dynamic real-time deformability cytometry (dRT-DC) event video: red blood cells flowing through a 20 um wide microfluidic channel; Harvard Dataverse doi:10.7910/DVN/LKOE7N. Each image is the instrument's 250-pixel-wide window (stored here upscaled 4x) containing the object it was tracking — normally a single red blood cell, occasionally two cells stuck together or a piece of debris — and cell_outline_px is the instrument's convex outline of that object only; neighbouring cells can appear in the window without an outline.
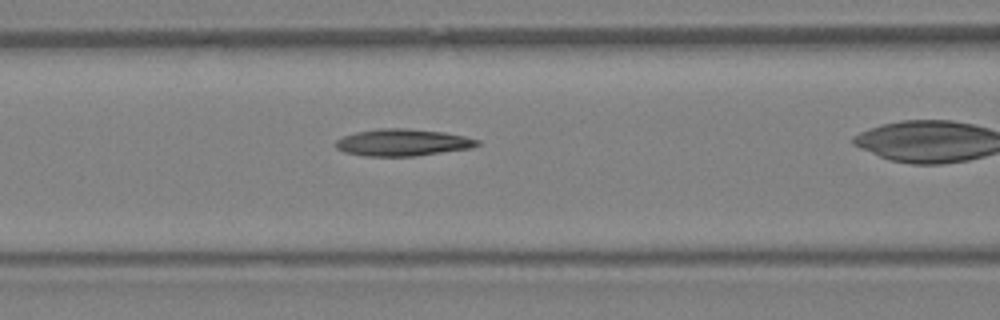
{"species": "Egyptian fruit bat (a non-hibernating species)", "species_latin": "Rousettus aegyptiacus", "temperature_condition": "warm", "stored_images_in_passage": 27, "camera_frame_rate_fps": 3000, "um_per_image_px": 0.085, "animal": {"sex": "female"}, "frame": {"image": 1, "passage_image": 12, "time_ms": 3.667, "image_size_px": [1000, 320], "cell_outline_px": [[480, 144], [472, 148], [416, 156], [364, 156], [344, 152], [336, 148], [332, 144], [336, 140], [344, 136], [356, 132], [380, 128], [404, 128], [444, 132], [464, 136], [480, 140]], "centroid_in_image_um": [34.21, 12.11], "position_along_channel_um": 132.4, "area_um2": 22.37}}
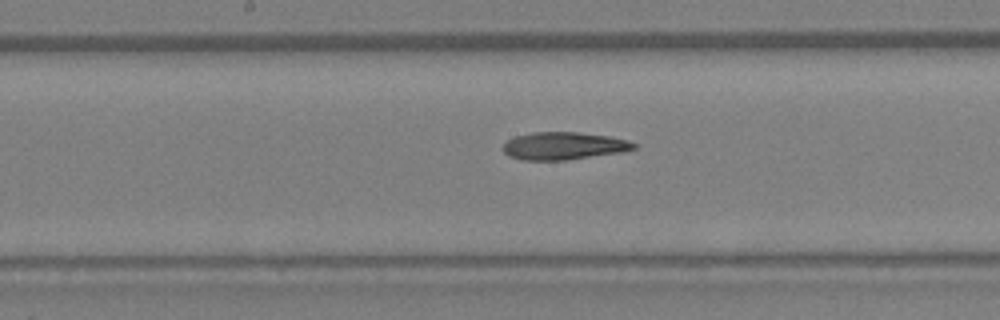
{"frame": {"image": 2, "passage_image": 16, "time_ms": 5.0, "image_size_px": [1000, 320], "cell_outline_px": [[640, 144], [636, 148], [624, 152], [564, 160], [524, 160], [508, 156], [500, 148], [508, 140], [516, 136], [532, 132], [576, 132], [608, 136], [628, 140]], "centroid_in_image_um": [47.93, 12.4], "position_along_channel_um": 200.3, "area_um2": 21.15}}